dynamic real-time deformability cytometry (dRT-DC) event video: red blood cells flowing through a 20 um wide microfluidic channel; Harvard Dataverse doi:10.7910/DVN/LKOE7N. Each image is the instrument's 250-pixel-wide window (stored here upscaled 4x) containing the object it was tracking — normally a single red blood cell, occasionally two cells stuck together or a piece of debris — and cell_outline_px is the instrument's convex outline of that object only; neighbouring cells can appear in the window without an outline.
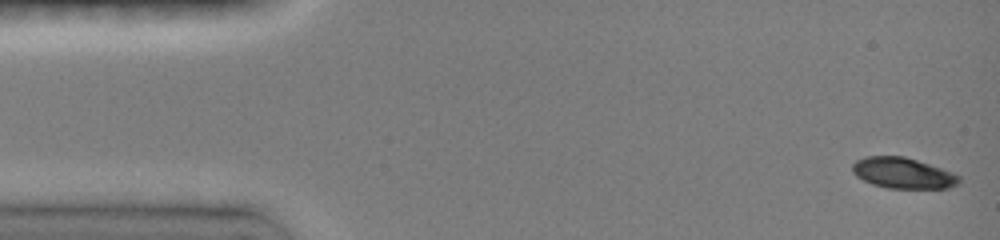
{"species": "common noctule bat (a hibernating species)", "species_latin": "Nyctalus noctula", "temperature_condition": "room temperature", "stored_images_in_passage": 22, "camera_frame_rate_fps": 3000, "um_per_image_px": 0.085, "animal": {"sex": "female", "body_mass_g": 19.0, "forearm_length_mm": 51.5}, "frame": {"image": 1, "passage_image": 1, "time_ms": 0.0, "image_size_px": [1000, 240], "cell_outline_px": [[960, 184], [948, 188], [888, 188], [872, 184], [856, 176], [852, 172], [852, 164], [856, 160], [868, 156], [904, 156], [952, 172], [960, 176]], "centroid_in_image_um": [76.75, 14.71], "position_along_channel_um": 8.3, "area_um2": 19.07}}
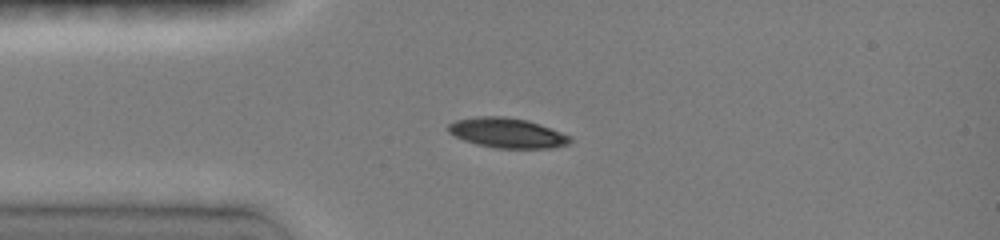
{"frame": {"image": 2, "passage_image": 17, "time_ms": 3.333, "image_size_px": [1000, 240], "cell_outline_px": [[572, 140], [568, 144], [552, 148], [496, 148], [476, 144], [464, 140], [448, 132], [448, 124], [456, 120], [476, 116], [504, 116], [528, 120], [560, 132], [568, 136]], "centroid_in_image_um": [43.08, 11.29], "position_along_channel_um": 41.9, "area_um2": 21.1}}